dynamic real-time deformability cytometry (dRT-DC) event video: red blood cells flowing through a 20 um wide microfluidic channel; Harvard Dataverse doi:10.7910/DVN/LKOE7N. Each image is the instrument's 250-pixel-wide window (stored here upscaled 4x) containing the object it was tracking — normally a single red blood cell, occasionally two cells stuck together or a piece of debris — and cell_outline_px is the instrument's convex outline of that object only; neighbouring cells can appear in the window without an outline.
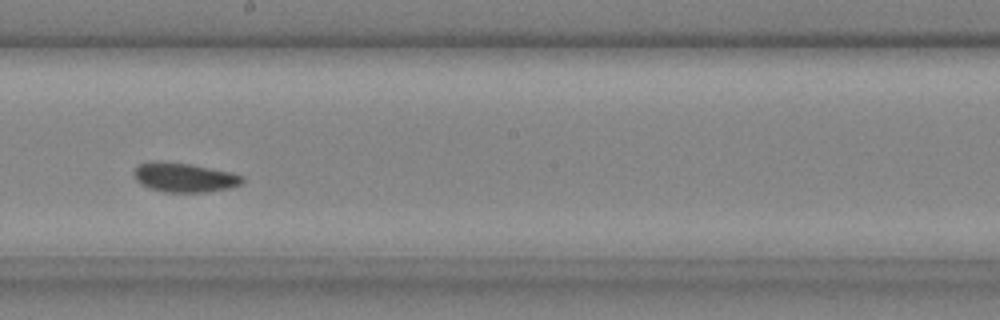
{"species": "common noctule bat (a hibernating species)", "species_latin": "Nyctalus noctula", "temperature_condition": "cold", "stored_images_in_passage": 42, "camera_frame_rate_fps": 3000, "um_per_image_px": 0.085, "animal": {"sex": "male", "body_mass_g": 20.4}, "frame": {"image": 1, "passage_image": 24, "time_ms": 7.667, "image_size_px": [1000, 320], "cell_outline_px": [[244, 180], [240, 184], [232, 188], [204, 192], [164, 192], [148, 188], [140, 184], [136, 180], [132, 172], [140, 164], [156, 160], [192, 164], [228, 172], [244, 176]], "centroid_in_image_um": [15.64, 15.08], "position_along_channel_um": 232.6, "area_um2": 18.61}}